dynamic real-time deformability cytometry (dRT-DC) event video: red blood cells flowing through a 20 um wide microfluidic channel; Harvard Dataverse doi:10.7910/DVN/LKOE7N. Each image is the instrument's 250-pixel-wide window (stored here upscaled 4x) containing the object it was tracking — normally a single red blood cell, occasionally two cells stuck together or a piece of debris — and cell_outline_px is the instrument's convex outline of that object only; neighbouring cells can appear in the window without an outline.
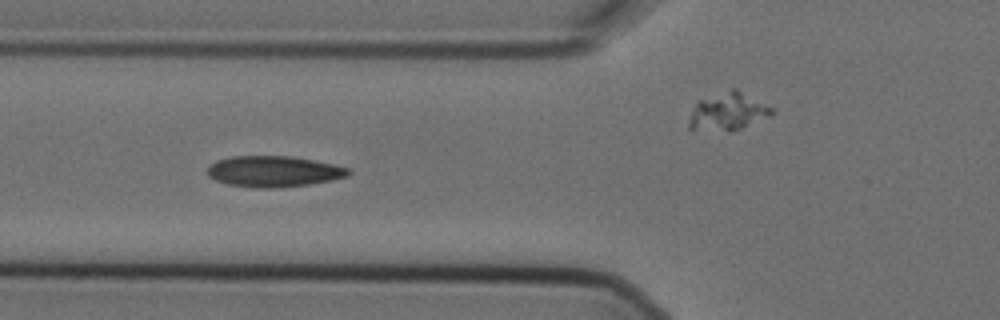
{"species": "Egyptian fruit bat (a non-hibernating species)", "species_latin": "Rousettus aegyptiacus", "temperature_condition": "cold", "stored_images_in_passage": 10, "camera_frame_rate_fps": 3000, "um_per_image_px": 0.085, "animal": {"sex": "female"}, "frame": {"image": 1, "passage_image": 4, "time_ms": 1.0, "image_size_px": [1000, 320], "cell_outline_px": [[352, 172], [348, 176], [332, 180], [308, 184], [272, 188], [256, 188], [228, 184], [216, 180], [208, 176], [208, 168], [216, 160], [232, 156], [292, 156], [336, 164], [352, 168]], "centroid_in_image_um": [23.32, 14.56], "position_along_channel_um": 102.5, "area_um2": 25.55}}
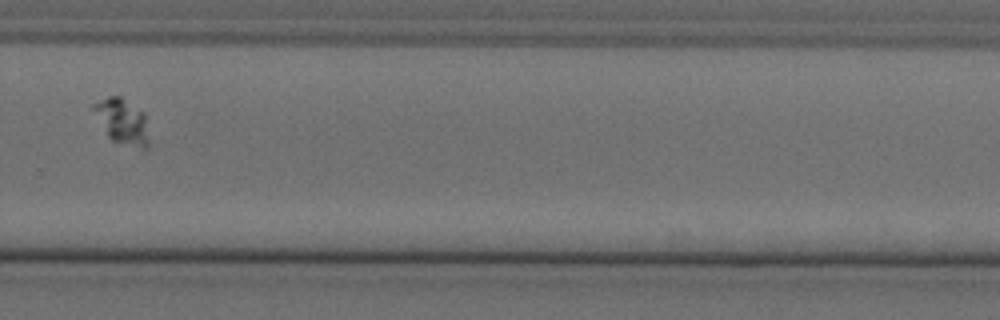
{"frame": {"image": 2, "passage_image": 10, "time_ms": 3.0, "image_size_px": [1000, 320], "cell_outline_px": [[148, 144], [144, 148], [112, 140], [108, 136], [88, 108], [92, 104], [108, 96], [120, 96], [144, 112], [148, 140]], "centroid_in_image_um": [10.3, 10.26], "position_along_channel_um": 319.5, "area_um2": 14.51}}